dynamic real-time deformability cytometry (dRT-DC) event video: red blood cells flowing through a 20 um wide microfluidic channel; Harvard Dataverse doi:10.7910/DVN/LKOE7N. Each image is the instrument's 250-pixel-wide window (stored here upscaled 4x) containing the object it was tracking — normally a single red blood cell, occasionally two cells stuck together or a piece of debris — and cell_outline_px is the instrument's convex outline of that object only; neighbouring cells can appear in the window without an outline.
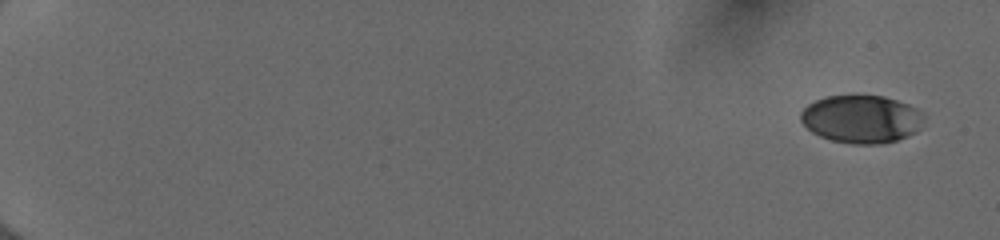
{"species": "human", "species_latin": "Homo sapiens", "temperature_condition": "cold", "stored_images_in_passage": 53, "camera_frame_rate_fps": 3000, "um_per_image_px": 0.085, "donor": {"sex": "female"}, "frame": {"image": 1, "passage_image": 1, "time_ms": 0.0, "image_size_px": [1000, 240], "cell_outline_px": [[924, 120], [916, 132], [908, 136], [896, 140], [880, 144], [852, 144], [832, 140], [820, 136], [812, 132], [800, 120], [800, 112], [808, 104], [824, 96], [856, 92], [884, 96], [908, 104], [916, 108], [924, 116]], "centroid_in_image_um": [73.2, 10.07], "position_along_channel_um": 11.8, "area_um2": 35.2}}
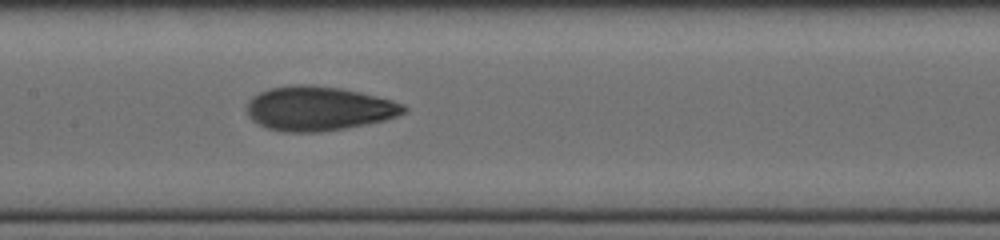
{"frame": {"image": 2, "passage_image": 29, "time_ms": 9.333, "image_size_px": [1000, 240], "cell_outline_px": [[408, 112], [384, 120], [344, 128], [320, 132], [284, 132], [268, 128], [252, 120], [248, 116], [248, 104], [252, 96], [268, 88], [292, 84], [308, 84], [340, 88], [360, 92], [392, 100], [404, 104], [408, 108]], "centroid_in_image_um": [27.09, 9.21], "position_along_channel_um": 180.3, "area_um2": 40.46}}
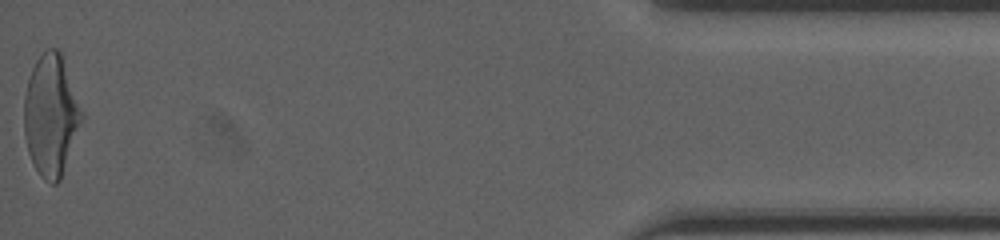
{"frame": {"image": 3, "passage_image": 53, "time_ms": 17.333, "image_size_px": [1000, 240], "cell_outline_px": [[84, 116], [60, 180], [56, 184], [52, 184], [44, 180], [40, 176], [28, 152], [24, 132], [24, 96], [28, 80], [32, 68], [36, 60], [48, 48], [56, 48], [60, 52]], "centroid_in_image_um": [4.32, 9.82], "position_along_channel_um": 430.9, "area_um2": 40.23}, "authors_computed_cell_mechanics": {"area_um2": 38.437, "velocity_mm_per_s": 4.0188, "shape_relaxation_time_tau1_ms": 4.5025, "shape_relaxation_time_tau2_ms": 1.1853, "deformation_change_tau1": 0.1679, "deformation_change_tau2": 0.0703}}